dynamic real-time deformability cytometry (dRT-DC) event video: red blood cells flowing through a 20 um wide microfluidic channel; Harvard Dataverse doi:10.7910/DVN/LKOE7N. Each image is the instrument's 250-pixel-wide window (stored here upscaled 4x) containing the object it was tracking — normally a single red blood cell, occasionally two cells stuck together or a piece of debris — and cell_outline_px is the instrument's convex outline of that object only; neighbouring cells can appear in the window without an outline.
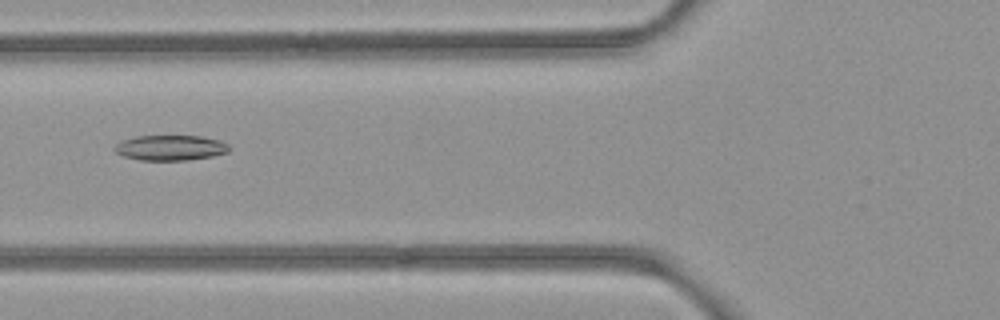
{"species": "common noctule bat (a hibernating species)", "species_latin": "Nyctalus noctula", "temperature_condition": "room temperature", "stored_images_in_passage": 3, "camera_frame_rate_fps": 3000, "um_per_image_px": 0.085, "animal": {"sex": "female", "body_mass_g": 21.9}, "frame": {"image": 1, "passage_image": 3, "time_ms": 0.667, "image_size_px": [1000, 320], "cell_outline_px": [[228, 152], [212, 156], [188, 160], [140, 160], [124, 156], [116, 152], [112, 148], [116, 144], [124, 140], [136, 136], [200, 136], [220, 140], [228, 144]], "centroid_in_image_um": [14.48, 12.56], "position_along_channel_um": 111.3, "area_um2": 16.76}}